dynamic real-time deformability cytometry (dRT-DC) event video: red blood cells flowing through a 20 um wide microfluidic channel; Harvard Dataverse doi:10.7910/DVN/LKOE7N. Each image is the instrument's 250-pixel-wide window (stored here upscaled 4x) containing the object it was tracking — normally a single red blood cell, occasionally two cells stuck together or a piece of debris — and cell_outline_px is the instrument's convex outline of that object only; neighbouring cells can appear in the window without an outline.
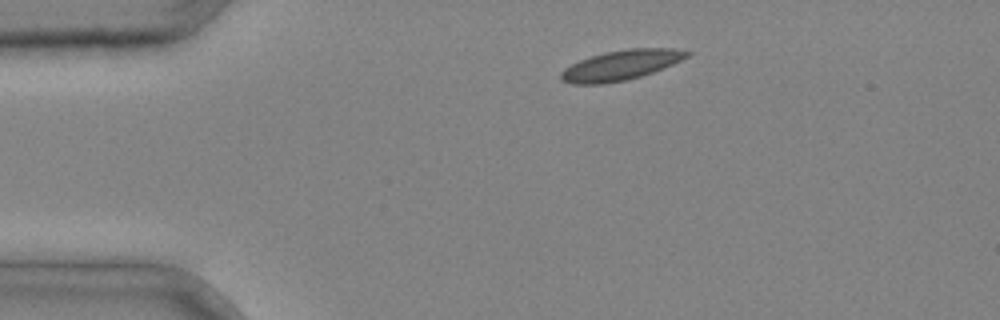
{"species": "common noctule bat (a hibernating species)", "species_latin": "Nyctalus noctula", "temperature_condition": "cold", "stored_images_in_passage": 3, "segment_of_instrument_passage": [1, 2], "camera_frame_rate_fps": 3000, "um_per_image_px": 0.085, "animal": {"sex": "male", "body_mass_g": 20.4}, "frame": {"image": 1, "passage_image": 1, "time_ms": 0.0, "image_size_px": [1000, 320], "cell_outline_px": [[692, 52], [688, 56], [672, 64], [652, 72], [628, 80], [604, 84], [572, 84], [560, 80], [560, 72], [564, 68], [580, 60], [604, 52], [628, 48], [676, 48]], "centroid_in_image_um": [52.75, 5.54], "position_along_channel_um": 32.2, "area_um2": 22.02}}